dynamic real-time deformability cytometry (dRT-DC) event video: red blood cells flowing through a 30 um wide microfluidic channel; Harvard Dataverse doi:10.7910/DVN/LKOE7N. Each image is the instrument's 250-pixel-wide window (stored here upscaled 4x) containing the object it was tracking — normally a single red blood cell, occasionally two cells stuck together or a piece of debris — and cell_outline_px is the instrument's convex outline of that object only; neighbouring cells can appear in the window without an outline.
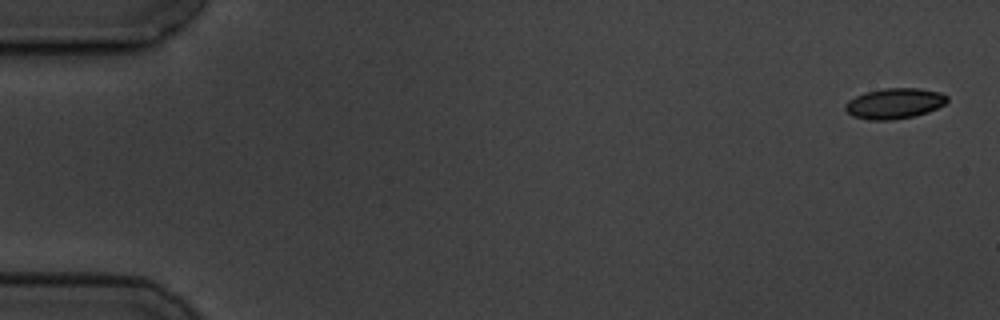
{"species": "common noctule bat (a hibernating species)", "species_latin": "Nyctalus noctula", "temperature_condition": "cold", "stored_images_in_passage": 5, "camera_frame_rate_fps": 3000, "um_per_image_px": 0.085, "animal": {"sex": "male", "body_mass_g": 19.5, "forearm_length_mm": 54.6}, "frame": {"image": 1, "passage_image": 1, "time_ms": 0.0, "image_size_px": [1000, 320], "cell_outline_px": [[948, 100], [944, 104], [928, 112], [912, 116], [892, 120], [872, 120], [852, 116], [844, 108], [844, 104], [848, 100], [864, 92], [884, 88], [920, 88], [940, 92], [948, 96]], "centroid_in_image_um": [76.01, 8.78], "position_along_channel_um": 9.0, "area_um2": 18.15}}
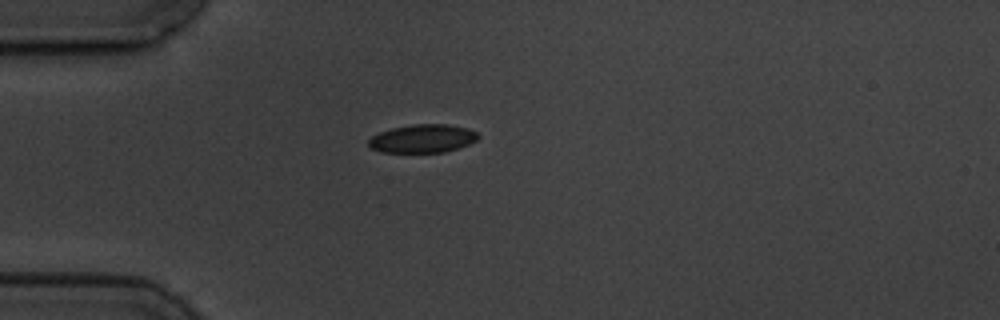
{"frame": {"image": 2, "passage_image": 5, "time_ms": 4.667, "image_size_px": [1000, 320], "cell_outline_px": [[480, 136], [476, 140], [468, 144], [444, 152], [380, 152], [372, 148], [368, 144], [368, 140], [372, 136], [380, 132], [392, 128], [416, 124], [448, 124], [468, 128], [476, 132]], "centroid_in_image_um": [35.92, 11.77], "position_along_channel_um": 49.1, "area_um2": 17.92}}